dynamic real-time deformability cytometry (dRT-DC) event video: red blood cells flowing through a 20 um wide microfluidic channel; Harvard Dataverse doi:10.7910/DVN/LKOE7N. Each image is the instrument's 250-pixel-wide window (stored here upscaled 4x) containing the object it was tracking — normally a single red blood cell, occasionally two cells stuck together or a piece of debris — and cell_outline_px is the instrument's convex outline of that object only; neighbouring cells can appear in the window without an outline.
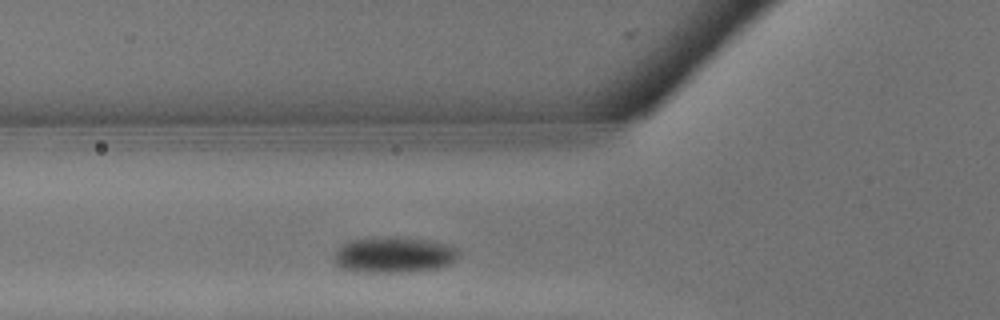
{"species": "common noctule bat (a hibernating species)", "species_latin": "Nyctalus noctula", "temperature_condition": "warm", "stored_images_in_passage": 15, "camera_frame_rate_fps": 3000, "um_per_image_px": 0.085, "animal": {"sex": "male", "body_mass_g": 13.3}, "frame": {"image": 1, "passage_image": 4, "time_ms": 1.0, "image_size_px": [1000, 320], "cell_outline_px": [[460, 256], [448, 264], [436, 268], [408, 272], [364, 272], [344, 268], [336, 264], [332, 260], [332, 256], [336, 248], [352, 240], [436, 240], [452, 244], [460, 248]], "centroid_in_image_um": [33.55, 21.7], "position_along_channel_um": 92.3, "area_um2": 25.32}}
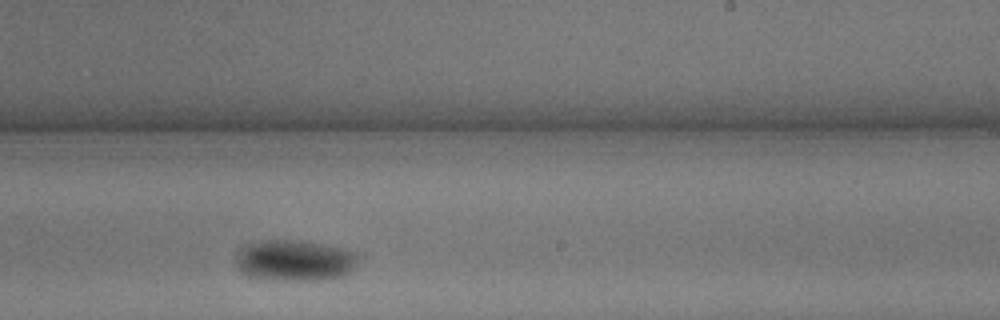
{"frame": {"image": 2, "passage_image": 11, "time_ms": 3.333, "image_size_px": [1000, 320], "cell_outline_px": [[360, 256], [356, 264], [348, 272], [340, 276], [312, 280], [284, 280], [256, 276], [244, 272], [240, 264], [240, 252], [252, 244], [260, 240], [300, 240], [340, 248], [356, 252]], "centroid_in_image_um": [25.18, 22.12], "position_along_channel_um": 263.8, "area_um2": 27.86}}
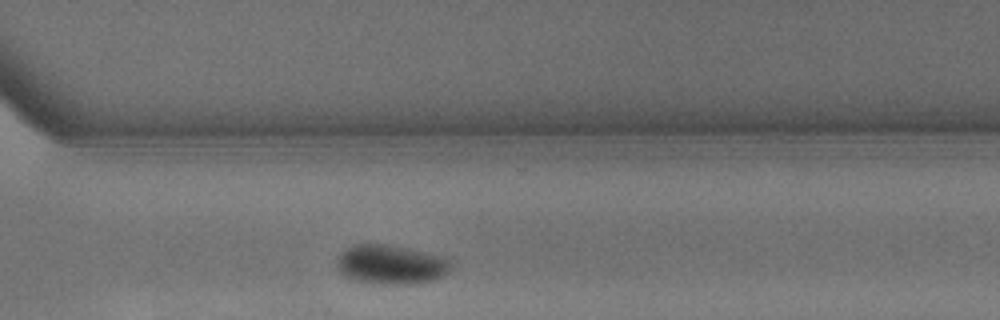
{"frame": {"image": 3, "passage_image": 14, "time_ms": 4.333, "image_size_px": [1000, 320], "cell_outline_px": [[452, 264], [448, 272], [444, 276], [432, 280], [412, 284], [384, 284], [356, 280], [340, 272], [336, 264], [340, 252], [356, 244], [388, 244], [408, 248], [440, 256], [452, 260]], "centroid_in_image_um": [33.25, 22.48], "position_along_channel_um": 337.3, "area_um2": 25.95}}